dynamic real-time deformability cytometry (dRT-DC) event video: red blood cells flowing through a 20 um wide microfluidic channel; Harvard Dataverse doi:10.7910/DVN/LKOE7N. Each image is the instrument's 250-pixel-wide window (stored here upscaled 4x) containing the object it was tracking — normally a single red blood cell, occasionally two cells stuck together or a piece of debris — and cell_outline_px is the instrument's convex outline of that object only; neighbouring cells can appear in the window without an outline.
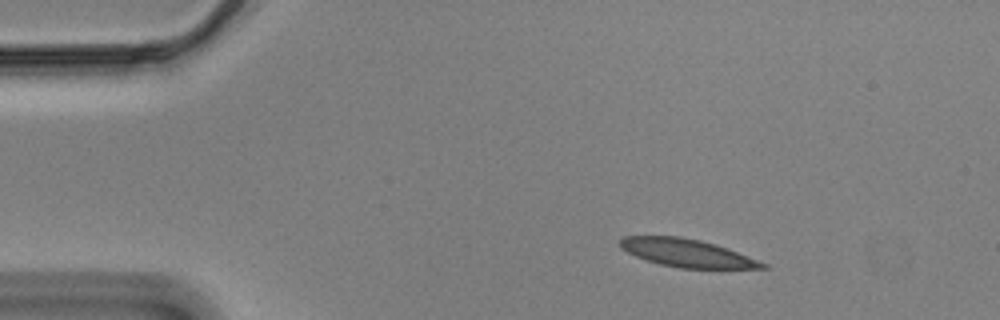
{"species": "Egyptian fruit bat (a non-hibernating species)", "species_latin": "Rousettus aegyptiacus", "temperature_condition": "cold", "stored_images_in_passage": 41, "camera_frame_rate_fps": 3000, "um_per_image_px": 0.085, "animal": {"sex": "male"}, "frame": {"image": 1, "passage_image": 1, "time_ms": 0.0, "image_size_px": [1000, 320], "cell_outline_px": [[772, 268], [680, 268], [660, 264], [636, 256], [620, 248], [620, 240], [624, 236], [680, 236], [700, 240], [716, 244], [728, 248], [768, 264]], "centroid_in_image_um": [58.42, 21.5], "position_along_channel_um": 26.6, "area_um2": 23.06}}
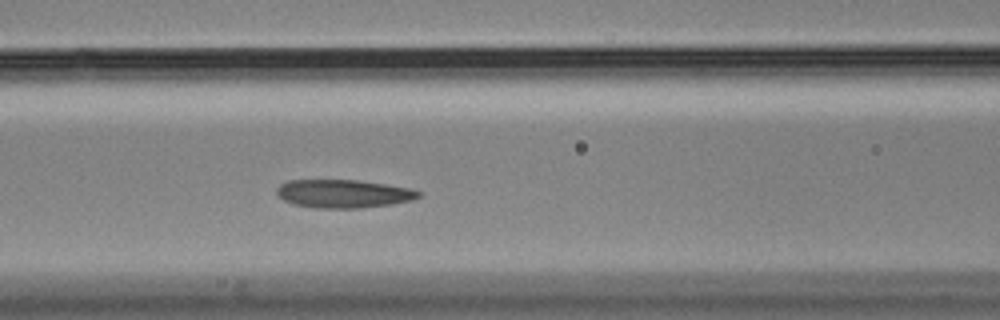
{"frame": {"image": 2, "passage_image": 16, "time_ms": 5.0, "image_size_px": [1000, 320], "cell_outline_px": [[424, 192], [420, 196], [412, 200], [392, 204], [360, 208], [312, 208], [292, 204], [276, 196], [276, 188], [280, 184], [288, 180], [356, 180], [412, 188]], "centroid_in_image_um": [29.17, 16.47], "position_along_channel_um": 137.4, "area_um2": 23.64}}
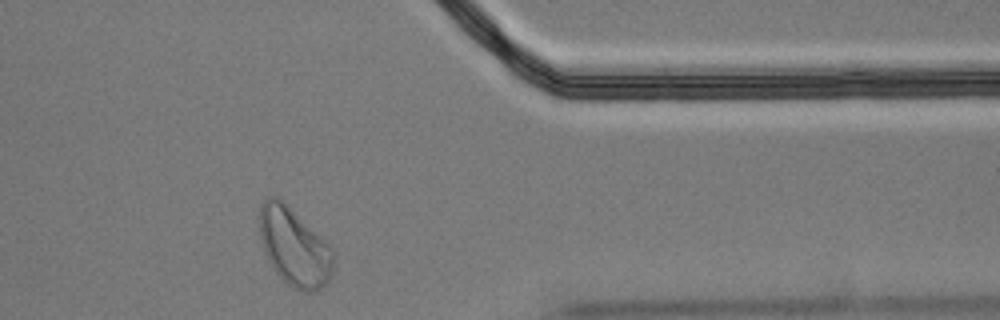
{"frame": {"image": 3, "passage_image": 39, "time_ms": 12.667, "image_size_px": [1000, 320], "cell_outline_px": [[332, 272], [328, 280], [320, 288], [312, 292], [300, 292], [292, 288], [276, 272], [268, 260], [260, 236], [260, 204], [268, 196], [276, 196], [324, 240], [332, 248]], "centroid_in_image_um": [24.99, 21.02], "position_along_channel_um": 386.4, "area_um2": 32.71}, "authors_computed_cell_mechanics": {"area_um2": 24.0448, "velocity_mm_per_s": 3.4558, "shape_relaxation_time_tau1_ms": 9.4652, "shape_relaxation_time_tau2_ms": 3.1429, "deformation_change_tau1": 0.1865, "deformation_change_tau2": 0.0811}}